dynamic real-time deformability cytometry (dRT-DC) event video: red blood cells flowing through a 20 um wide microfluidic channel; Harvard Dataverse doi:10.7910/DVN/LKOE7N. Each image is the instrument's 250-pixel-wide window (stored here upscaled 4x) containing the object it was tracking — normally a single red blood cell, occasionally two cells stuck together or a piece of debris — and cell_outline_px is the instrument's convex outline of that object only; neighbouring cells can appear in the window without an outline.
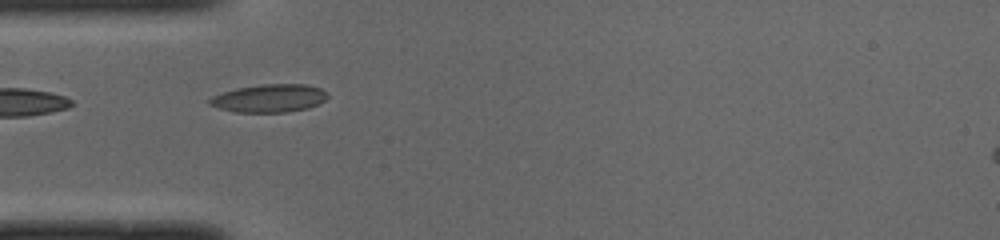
{"species": "common noctule bat (a hibernating species)", "species_latin": "Nyctalus noctula", "temperature_condition": "cold", "stored_images_in_passage": 36, "camera_frame_rate_fps": 3000, "um_per_image_px": 0.085, "animal": {"sex": "male", "body_mass_g": 19.0, "forearm_length_mm": 50.8}, "frame": {"image": 1, "passage_image": 1, "time_ms": 0.0, "image_size_px": [1000, 240], "cell_outline_px": [[328, 96], [324, 100], [308, 108], [284, 112], [236, 112], [220, 108], [208, 104], [208, 100], [212, 96], [236, 88], [260, 84], [304, 84], [320, 88], [328, 92]], "centroid_in_image_um": [22.88, 8.34], "position_along_channel_um": 62.1, "area_um2": 19.13}}
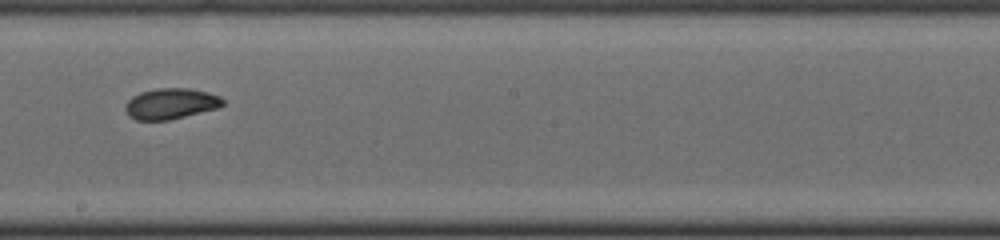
{"frame": {"image": 2, "passage_image": 14, "time_ms": 4.333, "image_size_px": [1000, 240], "cell_outline_px": [[224, 104], [220, 108], [168, 120], [136, 120], [128, 116], [124, 108], [128, 100], [132, 96], [140, 92], [156, 88], [188, 88], [220, 96], [224, 100]], "centroid_in_image_um": [14.5, 8.82], "position_along_channel_um": 233.7, "area_um2": 17.57}}
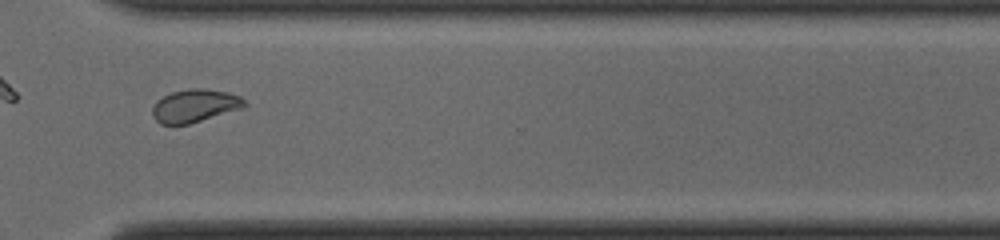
{"frame": {"image": 3, "passage_image": 23, "time_ms": 7.333, "image_size_px": [1000, 240], "cell_outline_px": [[248, 104], [244, 108], [188, 124], [160, 124], [152, 116], [152, 108], [156, 100], [172, 92], [188, 88], [204, 88], [228, 92], [240, 96]], "centroid_in_image_um": [16.57, 8.98], "position_along_channel_um": 354.0, "area_um2": 17.8}, "authors_computed_cell_mechanics": {"area_um2": 18.0047, "velocity_mm_per_s": 3.9889, "shape_relaxation_time_tau1_ms": 5.8785, "shape_relaxation_time_tau2_ms": 1.9933, "deformation_change_tau1": 0.153, "deformation_change_tau2": 0.065}}